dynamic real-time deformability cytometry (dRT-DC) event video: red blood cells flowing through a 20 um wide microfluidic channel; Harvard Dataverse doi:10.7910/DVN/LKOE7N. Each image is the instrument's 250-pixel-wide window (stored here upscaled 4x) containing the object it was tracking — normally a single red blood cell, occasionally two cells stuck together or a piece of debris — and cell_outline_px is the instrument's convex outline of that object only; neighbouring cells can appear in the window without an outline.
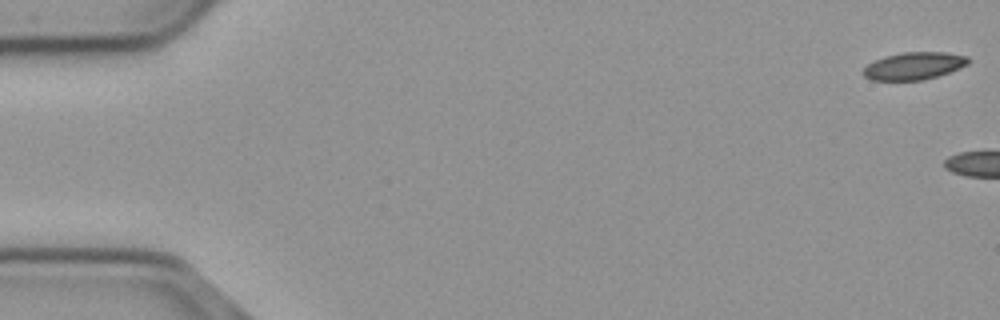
{"species": "common noctule bat (a hibernating species)", "species_latin": "Nyctalus noctula", "temperature_condition": "cold", "stored_images_in_passage": 4, "camera_frame_rate_fps": 3000, "um_per_image_px": 0.085, "animal": {"sex": "male", "body_mass_g": 23.1, "forearm_length_mm": 52.7}, "frame": {"image": 1, "passage_image": 1, "time_ms": 0.0, "image_size_px": [1000, 320], "cell_outline_px": [[968, 64], [960, 68], [924, 80], [872, 80], [864, 76], [864, 68], [868, 64], [884, 56], [904, 52], [944, 52], [968, 56]], "centroid_in_image_um": [77.69, 5.6], "position_along_channel_um": 7.3, "area_um2": 16.59}}